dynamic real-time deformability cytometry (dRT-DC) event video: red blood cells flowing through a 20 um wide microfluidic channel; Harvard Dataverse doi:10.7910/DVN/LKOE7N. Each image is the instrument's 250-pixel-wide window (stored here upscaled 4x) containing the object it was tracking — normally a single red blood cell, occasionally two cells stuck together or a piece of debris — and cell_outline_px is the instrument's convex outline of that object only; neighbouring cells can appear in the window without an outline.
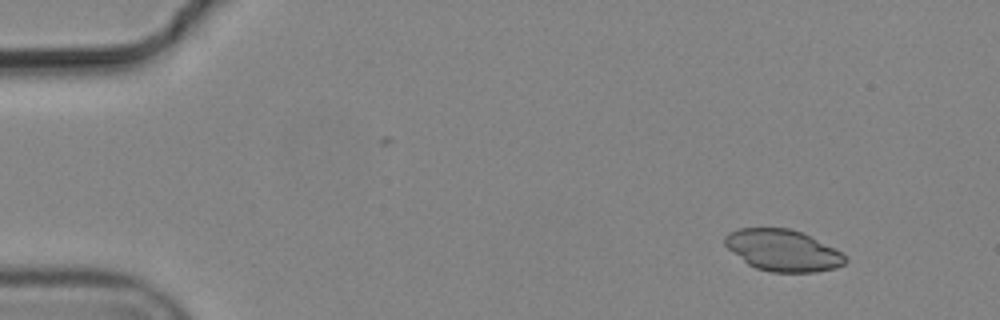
{"species": "common noctule bat (a hibernating species)", "species_latin": "Nyctalus noctula", "temperature_condition": "cold", "stored_images_in_passage": 4, "camera_frame_rate_fps": 3000, "um_per_image_px": 0.085, "animal": {"sex": "male", "body_mass_g": 19.2, "forearm_length_mm": 51.8}, "frame": {"image": 1, "passage_image": 1, "time_ms": 0.0, "image_size_px": [1000, 320], "cell_outline_px": [[848, 260], [844, 264], [836, 268], [812, 272], [772, 272], [756, 268], [748, 264], [728, 248], [724, 244], [724, 236], [728, 232], [740, 228], [788, 228], [804, 232], [840, 252]], "centroid_in_image_um": [66.52, 21.27], "position_along_channel_um": 18.5, "area_um2": 28.96}}